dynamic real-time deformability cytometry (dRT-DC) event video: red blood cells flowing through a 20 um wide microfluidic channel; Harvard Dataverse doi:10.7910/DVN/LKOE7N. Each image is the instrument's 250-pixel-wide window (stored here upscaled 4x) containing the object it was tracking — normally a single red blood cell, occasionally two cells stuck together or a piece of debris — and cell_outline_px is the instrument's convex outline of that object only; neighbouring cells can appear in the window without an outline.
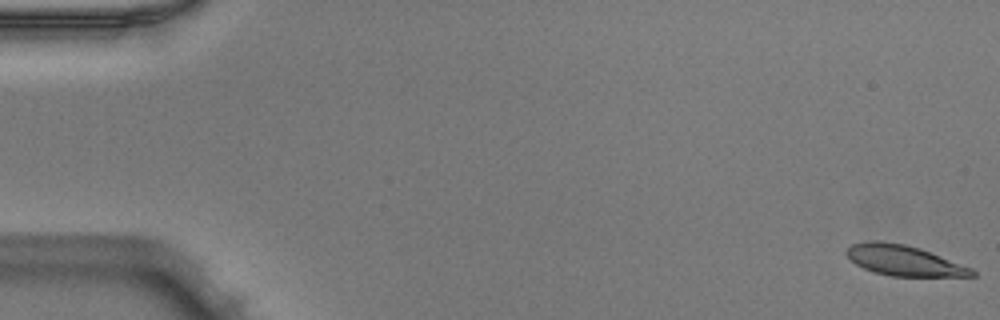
{"species": "Egyptian fruit bat (a non-hibernating species)", "species_latin": "Rousettus aegyptiacus", "temperature_condition": "warm", "stored_images_in_passage": 51, "camera_frame_rate_fps": 3000, "um_per_image_px": 0.085, "animal": {"sex": "male"}, "frame": {"image": 1, "passage_image": 1, "time_ms": 0.0, "image_size_px": [1000, 320], "cell_outline_px": [[976, 276], [892, 276], [876, 272], [864, 268], [856, 264], [844, 252], [852, 244], [872, 240], [880, 240], [904, 244], [920, 248], [972, 268], [976, 272]], "centroid_in_image_um": [76.84, 22.13], "position_along_channel_um": 8.2, "area_um2": 22.02}}
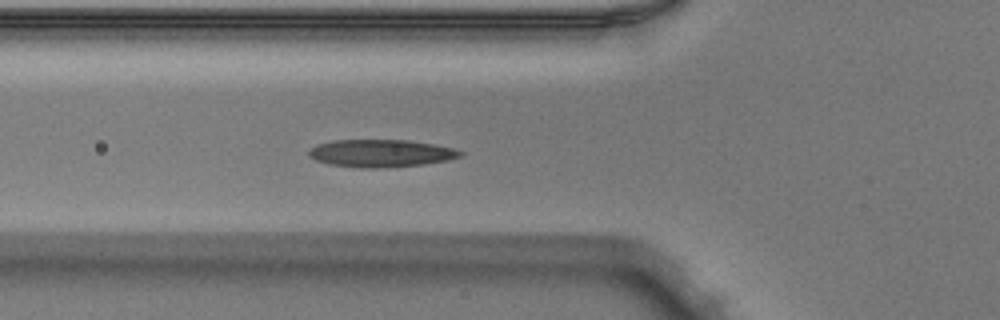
{"frame": {"image": 2, "passage_image": 19, "time_ms": 6.0, "image_size_px": [1000, 320], "cell_outline_px": [[464, 156], [448, 160], [424, 164], [376, 168], [364, 168], [328, 164], [316, 160], [308, 156], [308, 152], [316, 144], [332, 140], [408, 140], [432, 144], [452, 148], [464, 152]], "centroid_in_image_um": [32.37, 13.02], "position_along_channel_um": 93.4, "area_um2": 24.28}}
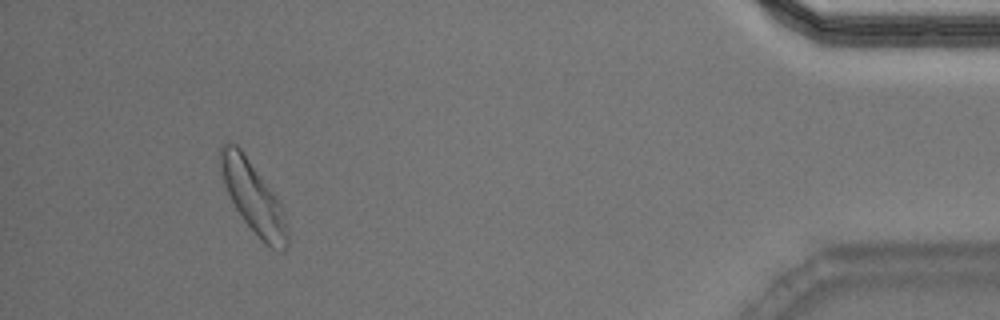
{"frame": {"image": 3, "passage_image": 48, "time_ms": 15.667, "image_size_px": [1000, 320], "cell_outline_px": [[288, 248], [284, 252], [272, 248], [244, 220], [236, 208], [228, 192], [224, 180], [220, 164], [220, 148], [224, 140], [228, 140], [236, 144], [244, 152], [280, 204], [284, 212], [288, 228]], "centroid_in_image_um": [21.53, 16.74], "position_along_channel_um": 413.7, "area_um2": 26.88}, "authors_computed_cell_mechanics": {"area_um2": 23.9292, "velocity_mm_per_s": 3.9464, "shape_relaxation_time_tau1_ms": 3.2672, "shape_relaxation_time_tau2_ms": 1.8742, "deformation_change_tau1": 0.1219, "deformation_change_tau2": 0.0815}}